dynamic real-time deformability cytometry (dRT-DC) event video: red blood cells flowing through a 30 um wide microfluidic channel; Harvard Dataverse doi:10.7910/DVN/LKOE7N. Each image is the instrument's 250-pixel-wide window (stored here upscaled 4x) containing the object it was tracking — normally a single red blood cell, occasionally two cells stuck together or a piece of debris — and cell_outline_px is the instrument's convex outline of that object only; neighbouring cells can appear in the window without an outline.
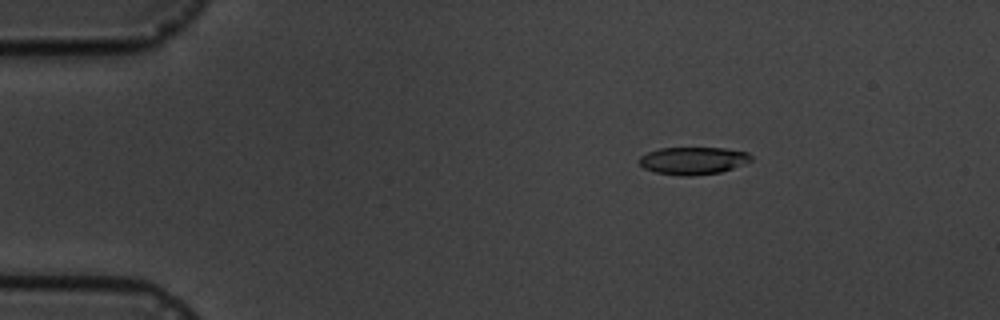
{"species": "common noctule bat (a hibernating species)", "species_latin": "Nyctalus noctula", "temperature_condition": "cold", "stored_images_in_passage": 6, "camera_frame_rate_fps": 3000, "um_per_image_px": 0.085, "animal": {"sex": "male", "body_mass_g": 19.5, "forearm_length_mm": 54.6}, "frame": {"image": 1, "passage_image": 3, "time_ms": 2.333, "image_size_px": [1000, 320], "cell_outline_px": [[752, 160], [744, 164], [720, 172], [688, 176], [684, 176], [656, 172], [644, 168], [640, 164], [640, 156], [648, 152], [660, 148], [724, 148], [748, 152], [752, 156]], "centroid_in_image_um": [58.93, 13.65], "position_along_channel_um": 26.1, "area_um2": 17.74}}
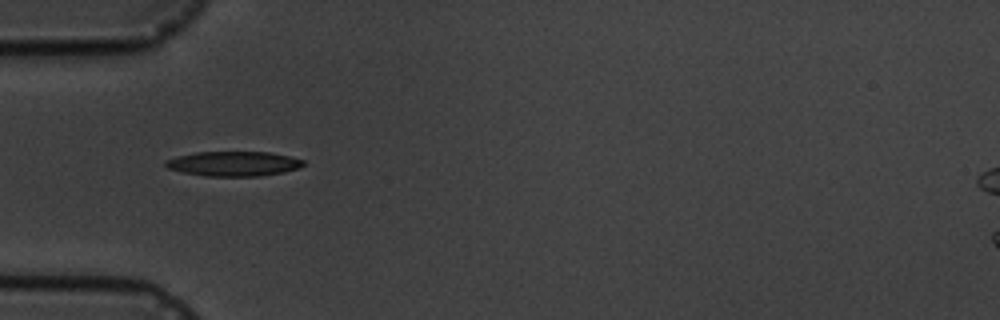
{"frame": {"image": 2, "passage_image": 5, "time_ms": 5.333, "image_size_px": [1000, 320], "cell_outline_px": [[304, 164], [300, 168], [284, 172], [256, 176], [208, 176], [184, 172], [168, 168], [164, 164], [164, 160], [176, 156], [196, 152], [268, 152], [288, 156], [304, 160]], "centroid_in_image_um": [19.84, 13.91], "position_along_channel_um": 65.2, "area_um2": 19.77}}
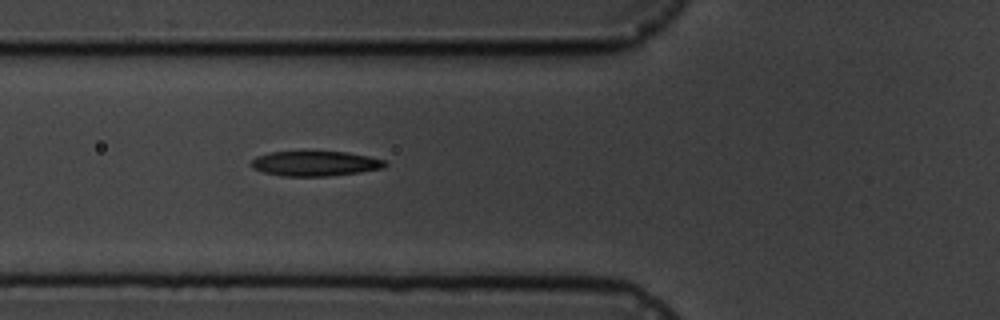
{"frame": {"image": 3, "passage_image": 6, "time_ms": 6.333, "image_size_px": [1000, 320], "cell_outline_px": [[388, 164], [384, 168], [360, 172], [328, 176], [280, 176], [264, 172], [252, 168], [248, 164], [256, 156], [268, 152], [348, 152], [388, 160]], "centroid_in_image_um": [26.8, 13.9], "position_along_channel_um": 99.0, "area_um2": 19.65}}